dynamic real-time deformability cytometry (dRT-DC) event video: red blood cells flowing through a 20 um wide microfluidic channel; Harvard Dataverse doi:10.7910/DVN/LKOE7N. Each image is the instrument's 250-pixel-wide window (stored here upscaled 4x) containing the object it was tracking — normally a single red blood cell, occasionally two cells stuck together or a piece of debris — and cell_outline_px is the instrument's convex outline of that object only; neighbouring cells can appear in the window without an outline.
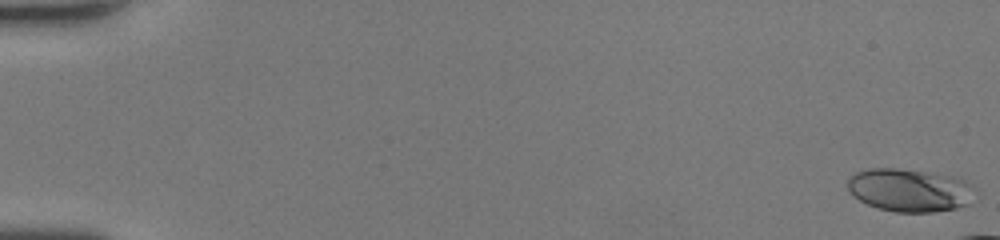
{"species": "human", "species_latin": "Homo sapiens", "temperature_condition": "room temperature", "stored_images_in_passage": 32, "camera_frame_rate_fps": 3000, "um_per_image_px": 0.085, "donor": {"sex": "female"}, "frame": {"image": 1, "passage_image": 1, "time_ms": 0.0, "image_size_px": [1000, 240], "cell_outline_px": [[968, 204], [956, 208], [932, 212], [896, 212], [876, 208], [860, 200], [848, 188], [848, 176], [856, 172], [868, 168], [896, 168], [952, 176], [964, 180], [968, 184]], "centroid_in_image_um": [77.2, 16.16], "position_along_channel_um": 7.8, "area_um2": 31.1}}
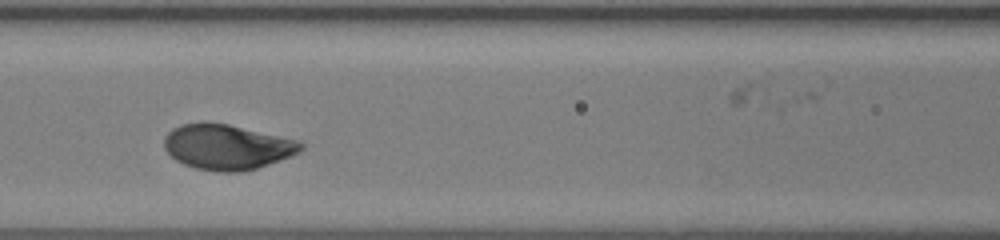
{"frame": {"image": 2, "passage_image": 17, "time_ms": 5.333, "image_size_px": [1000, 240], "cell_outline_px": [[304, 148], [300, 152], [256, 168], [240, 172], [216, 172], [196, 168], [184, 164], [176, 160], [164, 148], [164, 136], [172, 128], [180, 124], [200, 120], [204, 120], [228, 124], [300, 140], [304, 144]], "centroid_in_image_um": [19.27, 12.46], "position_along_channel_um": 147.3, "area_um2": 36.41}}
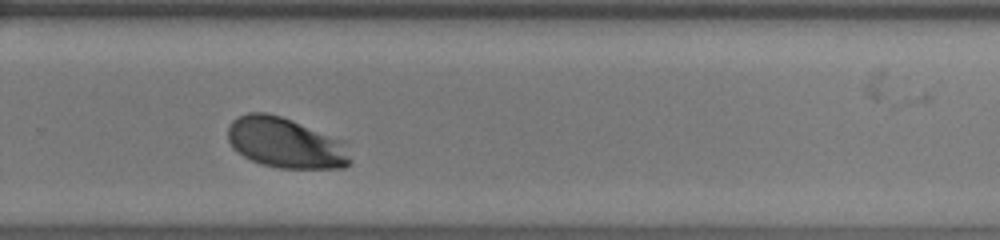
{"frame": {"image": 3, "passage_image": 28, "time_ms": 9.0, "image_size_px": [1000, 240], "cell_outline_px": [[352, 164], [344, 168], [276, 168], [260, 164], [236, 152], [232, 148], [228, 140], [228, 128], [232, 120], [248, 112], [268, 112], [292, 120], [344, 140], [352, 160]], "centroid_in_image_um": [24.29, 12.15], "position_along_channel_um": 305.5, "area_um2": 36.41}}